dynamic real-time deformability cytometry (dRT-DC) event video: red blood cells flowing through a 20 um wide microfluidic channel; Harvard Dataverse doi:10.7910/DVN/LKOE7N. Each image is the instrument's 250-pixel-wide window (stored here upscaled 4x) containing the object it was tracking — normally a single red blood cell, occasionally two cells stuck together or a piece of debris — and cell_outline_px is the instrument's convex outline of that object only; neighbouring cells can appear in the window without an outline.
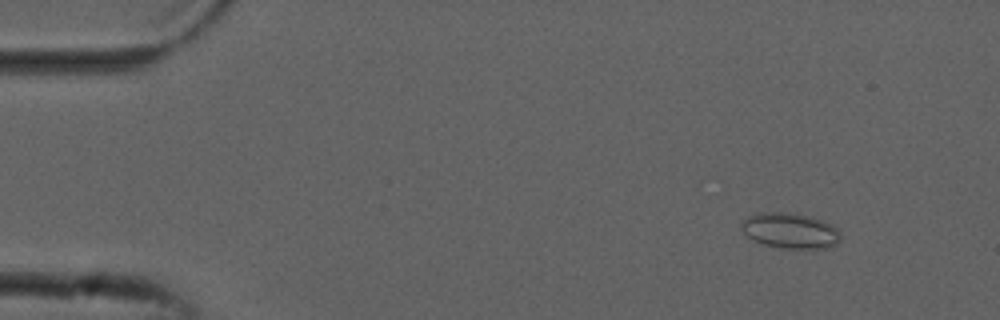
{"species": "common noctule bat (a hibernating species)", "species_latin": "Nyctalus noctula", "temperature_condition": "cold", "stored_images_in_passage": 54, "camera_frame_rate_fps": 3000, "um_per_image_px": 0.085, "animal": {"sex": "male", "forearm_length_mm": 52.5}, "frame": {"image": 1, "passage_image": 6, "time_ms": 1.667, "image_size_px": [1000, 320], "cell_outline_px": [[840, 240], [836, 244], [824, 248], [776, 248], [752, 240], [740, 228], [740, 224], [748, 216], [756, 212], [788, 212], [812, 216], [824, 220], [836, 228], [840, 232]], "centroid_in_image_um": [67.14, 19.59], "position_along_channel_um": 17.9, "area_um2": 20.75}}
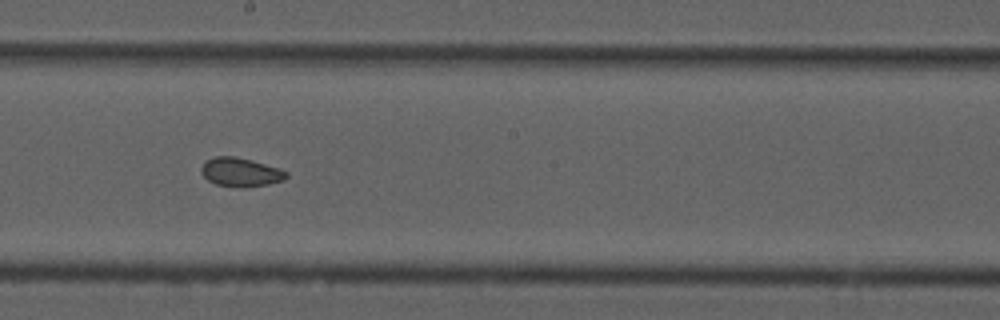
{"frame": {"image": 2, "passage_image": 30, "time_ms": 9.667, "image_size_px": [1000, 320], "cell_outline_px": [[288, 176], [284, 180], [268, 184], [244, 188], [216, 184], [208, 180], [200, 172], [200, 168], [208, 160], [216, 156], [236, 156], [252, 160], [280, 168], [288, 172]], "centroid_in_image_um": [20.48, 14.63], "position_along_channel_um": 227.7, "area_um2": 14.33}}
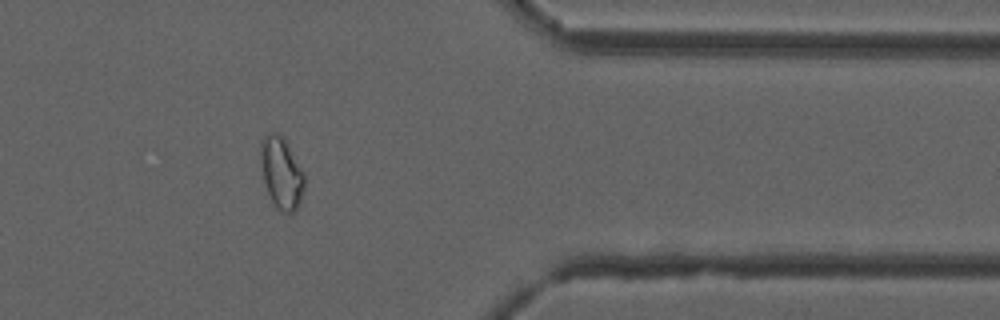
{"frame": {"image": 3, "passage_image": 44, "time_ms": 14.333, "image_size_px": [1000, 320], "cell_outline_px": [[304, 188], [300, 204], [296, 212], [280, 212], [276, 208], [268, 192], [264, 180], [260, 152], [260, 140], [264, 136], [272, 132], [276, 132], [284, 136], [304, 172]], "centroid_in_image_um": [23.94, 14.68], "position_along_channel_um": 387.5, "area_um2": 18.44}, "authors_computed_cell_mechanics": {"area_um2": 16.8776, "velocity_mm_per_s": 3.8147, "shape_relaxation_time_tau1_ms": null, "shape_relaxation_time_tau2_ms": 3.2935, "deformation_change_tau1": null, "deformation_change_tau2": 0.069}}